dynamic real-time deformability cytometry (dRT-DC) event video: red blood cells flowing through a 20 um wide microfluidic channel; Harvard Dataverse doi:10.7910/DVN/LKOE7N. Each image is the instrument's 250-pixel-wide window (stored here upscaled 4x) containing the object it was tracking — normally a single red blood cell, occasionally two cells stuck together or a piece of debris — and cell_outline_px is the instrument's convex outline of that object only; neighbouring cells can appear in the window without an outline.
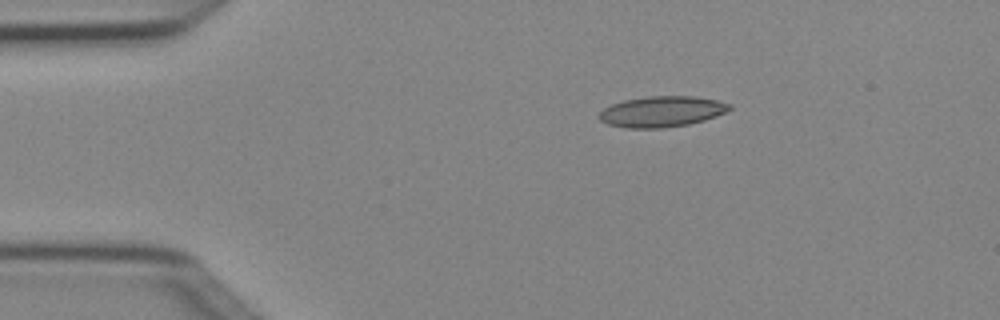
{"species": "Egyptian fruit bat (a non-hibernating species)", "species_latin": "Rousettus aegyptiacus", "temperature_condition": "cold", "stored_images_in_passage": 6, "camera_frame_rate_fps": 3000, "um_per_image_px": 0.085, "animal": {"sex": "female"}, "frame": {"image": 1, "passage_image": 3, "time_ms": 0.667, "image_size_px": [1000, 320], "cell_outline_px": [[732, 108], [716, 116], [704, 120], [688, 124], [660, 128], [628, 128], [608, 124], [600, 120], [600, 112], [604, 108], [612, 104], [624, 100], [648, 96], [696, 96], [716, 100], [732, 104]], "centroid_in_image_um": [56.27, 9.47], "position_along_channel_um": 28.7, "area_um2": 23.24}}
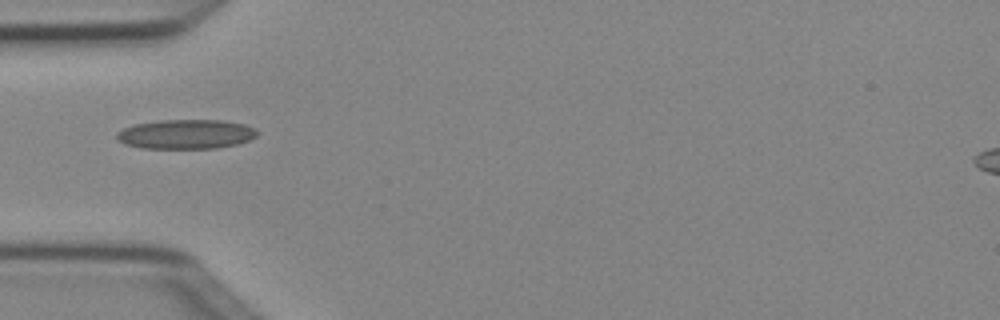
{"frame": {"image": 2, "passage_image": 5, "time_ms": 1.333, "image_size_px": [1000, 320], "cell_outline_px": [[256, 136], [248, 140], [236, 144], [216, 148], [140, 148], [124, 144], [116, 140], [116, 132], [124, 128], [136, 124], [160, 120], [220, 120], [244, 124], [256, 128]], "centroid_in_image_um": [15.76, 11.4], "position_along_channel_um": 69.2, "area_um2": 24.04}}
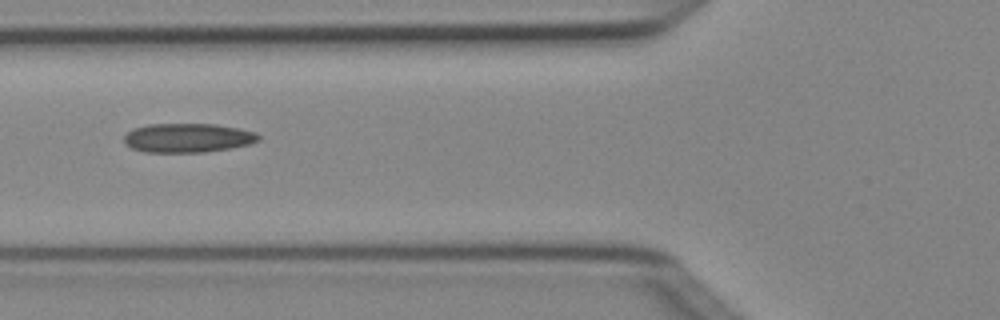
{"frame": {"image": 3, "passage_image": 6, "time_ms": 1.667, "image_size_px": [1000, 320], "cell_outline_px": [[260, 140], [248, 144], [228, 148], [204, 152], [144, 152], [132, 148], [124, 144], [124, 136], [132, 128], [148, 124], [216, 124], [240, 128], [256, 132], [260, 136]], "centroid_in_image_um": [15.94, 11.71], "position_along_channel_um": 109.9, "area_um2": 22.89}}